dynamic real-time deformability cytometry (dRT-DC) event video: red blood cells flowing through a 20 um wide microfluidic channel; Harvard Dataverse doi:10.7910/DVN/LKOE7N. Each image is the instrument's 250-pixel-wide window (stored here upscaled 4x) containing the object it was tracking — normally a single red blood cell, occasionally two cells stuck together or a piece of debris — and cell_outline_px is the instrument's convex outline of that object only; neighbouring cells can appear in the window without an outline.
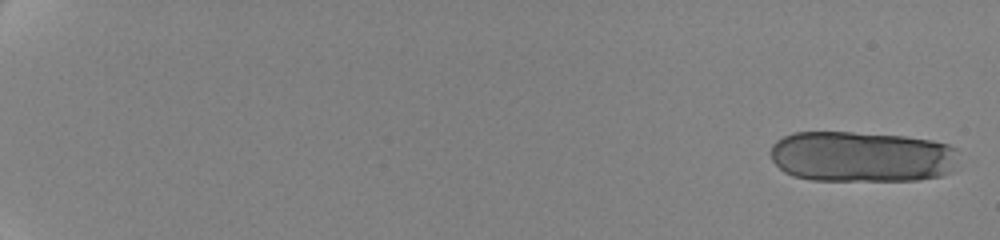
{"species": "human", "species_latin": "Homo sapiens", "temperature_condition": "cold", "stored_images_in_passage": 24, "camera_frame_rate_fps": 3000, "um_per_image_px": 0.085, "donor": {"sex": "female"}, "frame": {"image": 1, "passage_image": 1, "time_ms": 0.0, "image_size_px": [1000, 240], "cell_outline_px": [[956, 148], [948, 172], [940, 176], [916, 180], [812, 180], [792, 176], [784, 172], [772, 160], [768, 152], [772, 144], [776, 140], [792, 132], [852, 132], [904, 136], [932, 140], [948, 144]], "centroid_in_image_um": [73.13, 13.3], "position_along_channel_um": 11.9, "area_um2": 55.66}}
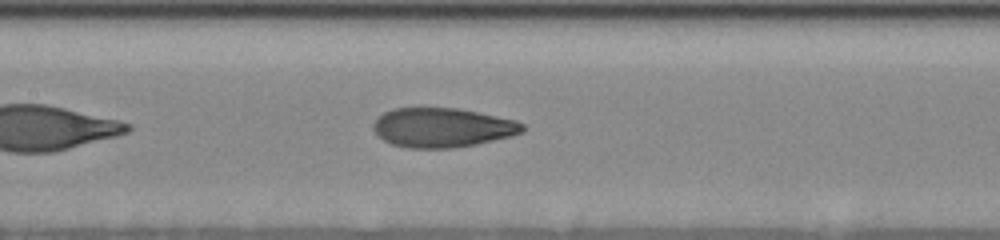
{"frame": {"image": 2, "passage_image": 17, "time_ms": 11.0, "image_size_px": [1000, 240], "cell_outline_px": [[524, 132], [512, 136], [476, 144], [452, 148], [408, 148], [392, 144], [376, 136], [372, 128], [372, 124], [384, 112], [396, 108], [456, 108], [516, 120], [524, 124]], "centroid_in_image_um": [37.59, 10.85], "position_along_channel_um": 169.8, "area_um2": 34.22}}
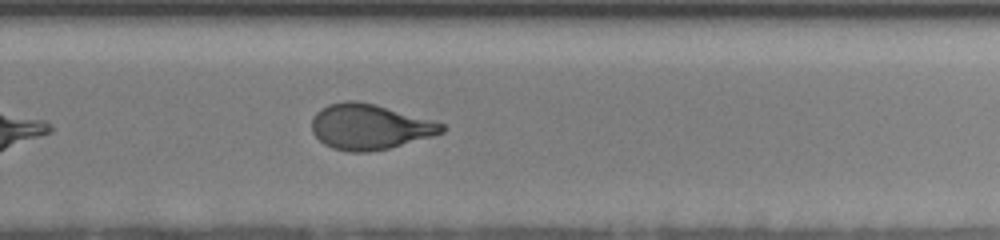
{"frame": {"image": 3, "passage_image": 24, "time_ms": 14.667, "image_size_px": [1000, 240], "cell_outline_px": [[448, 128], [444, 132], [432, 136], [388, 148], [368, 152], [348, 152], [332, 148], [324, 144], [312, 132], [312, 120], [316, 112], [320, 108], [328, 104], [344, 100], [356, 100], [376, 104], [436, 120], [444, 124]], "centroid_in_image_um": [31.44, 10.76], "position_along_channel_um": 298.4, "area_um2": 34.8}}